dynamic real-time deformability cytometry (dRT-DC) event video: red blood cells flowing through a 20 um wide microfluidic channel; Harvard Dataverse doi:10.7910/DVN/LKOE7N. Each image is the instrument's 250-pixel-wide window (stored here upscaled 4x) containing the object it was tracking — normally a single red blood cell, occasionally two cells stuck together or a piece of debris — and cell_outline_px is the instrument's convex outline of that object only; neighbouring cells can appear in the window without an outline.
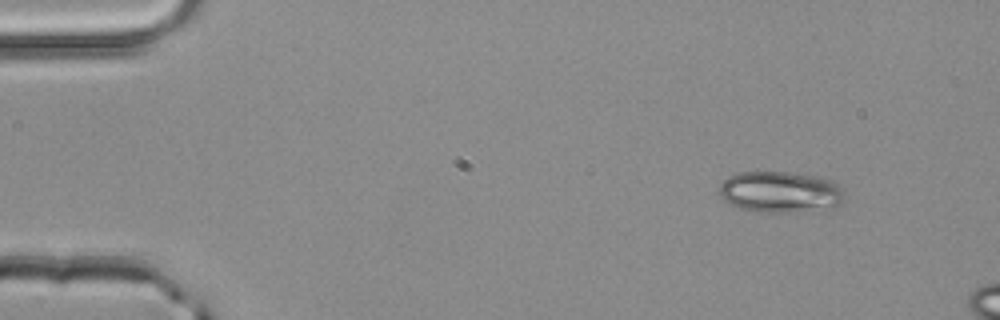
{"species": "common noctule bat (a hibernating species)", "species_latin": "Nyctalus noctula", "temperature_condition": "room temperature", "stored_images_in_passage": 3, "camera_frame_rate_fps": 3000, "um_per_image_px": 0.085, "animal": {"sex": "male", "body_mass_g": 20.4}, "frame": {"image": 1, "passage_image": 1, "time_ms": 0.0, "image_size_px": [1000, 320], "cell_outline_px": [[844, 200], [840, 204], [832, 208], [788, 212], [760, 212], [740, 208], [724, 200], [720, 196], [716, 188], [728, 176], [740, 172], [788, 172], [820, 176], [832, 180], [844, 188]], "centroid_in_image_um": [66.34, 16.3], "position_along_channel_um": 18.7, "area_um2": 30.46}}